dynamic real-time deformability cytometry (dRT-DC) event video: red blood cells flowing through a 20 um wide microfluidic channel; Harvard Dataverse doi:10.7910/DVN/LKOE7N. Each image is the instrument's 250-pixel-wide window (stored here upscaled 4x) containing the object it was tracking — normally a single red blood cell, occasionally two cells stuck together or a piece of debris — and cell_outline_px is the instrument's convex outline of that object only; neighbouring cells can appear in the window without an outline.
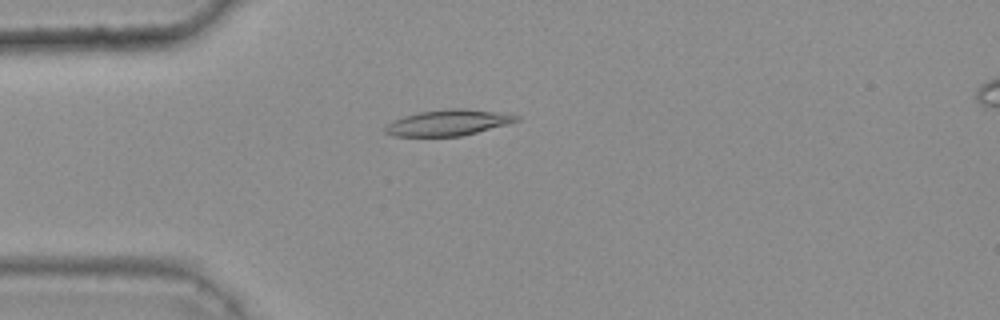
{"species": "common noctule bat (a hibernating species)", "species_latin": "Nyctalus noctula", "temperature_condition": "warm", "stored_images_in_passage": 48, "camera_frame_rate_fps": 3000, "um_per_image_px": 0.085, "animal": {"sex": "female", "body_mass_g": 25.1}, "frame": {"image": 1, "passage_image": 14, "time_ms": 4.333, "image_size_px": [1000, 320], "cell_outline_px": [[520, 120], [508, 124], [460, 136], [392, 136], [384, 132], [384, 128], [392, 120], [404, 116], [420, 112], [452, 108], [464, 108], [496, 112], [520, 116]], "centroid_in_image_um": [38.07, 10.43], "position_along_channel_um": 46.9, "area_um2": 19.65}}
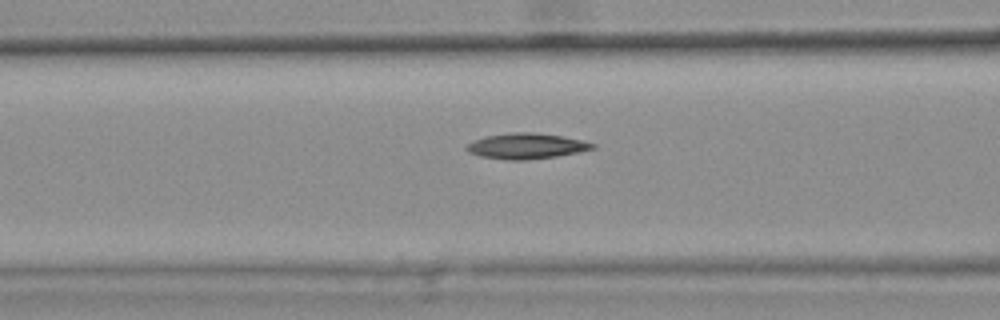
{"frame": {"image": 2, "passage_image": 21, "time_ms": 6.667, "image_size_px": [1000, 320], "cell_outline_px": [[596, 148], [580, 152], [556, 156], [524, 160], [508, 160], [480, 156], [468, 152], [464, 148], [472, 140], [484, 136], [508, 132], [532, 132], [564, 136], [584, 140], [596, 144]], "centroid_in_image_um": [44.74, 12.4], "position_along_channel_um": 121.9, "area_um2": 19.07}}
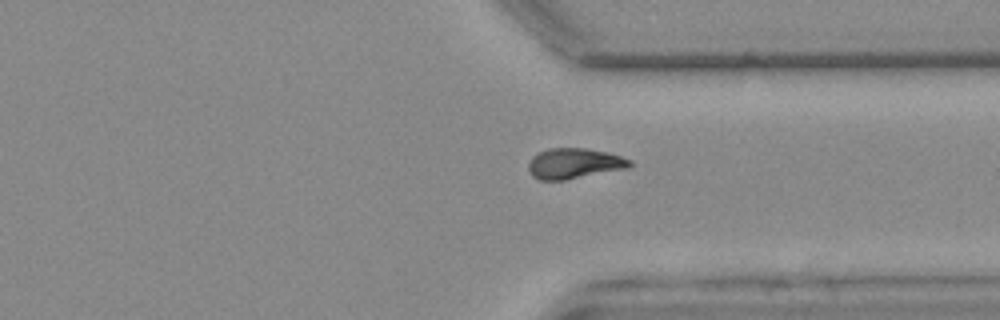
{"frame": {"image": 3, "passage_image": 40, "time_ms": 13.0, "image_size_px": [1000, 320], "cell_outline_px": [[632, 164], [628, 168], [564, 180], [536, 180], [532, 176], [528, 168], [528, 164], [532, 156], [536, 152], [548, 148], [584, 148], [608, 152], [632, 160]], "centroid_in_image_um": [48.77, 13.89], "position_along_channel_um": 362.6, "area_um2": 18.15}}